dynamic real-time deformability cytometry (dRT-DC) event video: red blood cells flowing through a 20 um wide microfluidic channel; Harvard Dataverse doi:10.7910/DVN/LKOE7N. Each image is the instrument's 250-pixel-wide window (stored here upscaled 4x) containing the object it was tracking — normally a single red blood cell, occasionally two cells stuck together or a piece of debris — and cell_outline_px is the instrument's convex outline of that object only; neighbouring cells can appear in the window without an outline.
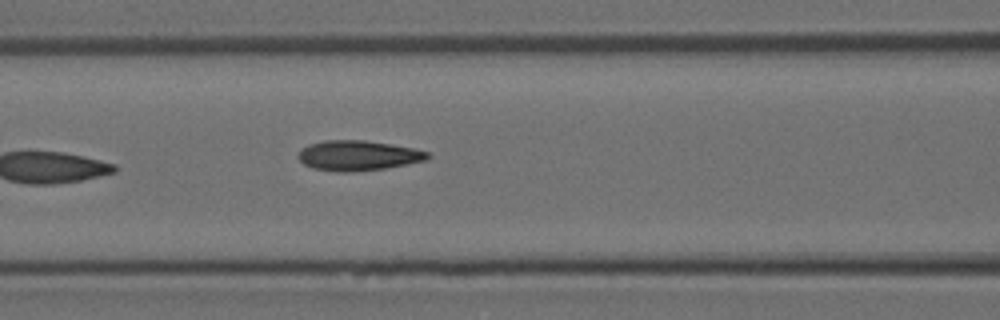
{"species": "Egyptian fruit bat (a non-hibernating species)", "species_latin": "Rousettus aegyptiacus", "temperature_condition": "room temperature", "stored_images_in_passage": 6, "camera_frame_rate_fps": 3000, "um_per_image_px": 0.085, "animal": {"sex": "female"}, "frame": {"image": 1, "passage_image": 6, "time_ms": 1.667, "image_size_px": [1000, 320], "cell_outline_px": [[432, 156], [428, 160], [384, 168], [352, 172], [340, 172], [312, 168], [304, 164], [296, 156], [308, 144], [324, 140], [364, 140], [392, 144], [412, 148], [428, 152]], "centroid_in_image_um": [30.44, 13.22], "position_along_channel_um": 136.2, "area_um2": 22.66}}